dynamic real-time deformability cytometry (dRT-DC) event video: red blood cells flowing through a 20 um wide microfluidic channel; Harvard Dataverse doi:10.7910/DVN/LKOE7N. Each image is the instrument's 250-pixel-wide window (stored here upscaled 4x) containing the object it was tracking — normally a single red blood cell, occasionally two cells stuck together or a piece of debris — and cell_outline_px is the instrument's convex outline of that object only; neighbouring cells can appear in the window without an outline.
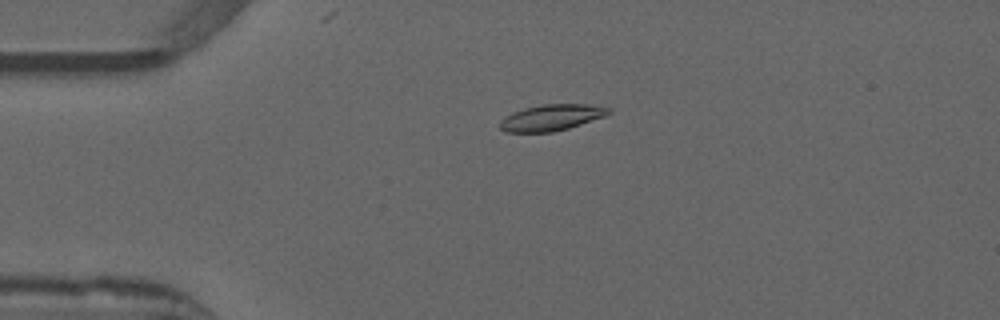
{"species": "common noctule bat (a hibernating species)", "species_latin": "Nyctalus noctula", "temperature_condition": "warm", "stored_images_in_passage": 48, "camera_frame_rate_fps": 3000, "um_per_image_px": 0.085, "animal": {"sex": "male", "forearm_length_mm": 52.5}, "frame": {"image": 1, "passage_image": 7, "time_ms": 2.0, "image_size_px": [1000, 320], "cell_outline_px": [[612, 112], [604, 116], [568, 128], [552, 132], [504, 132], [500, 128], [500, 120], [512, 112], [524, 108], [544, 104], [588, 104], [612, 108]], "centroid_in_image_um": [46.87, 9.98], "position_along_channel_um": 38.1, "area_um2": 16.53}}
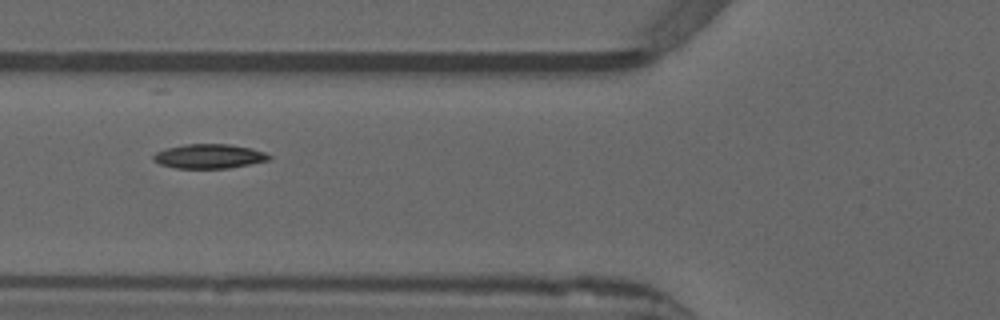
{"frame": {"image": 2, "passage_image": 15, "time_ms": 4.667, "image_size_px": [1000, 320], "cell_outline_px": [[272, 160], [228, 168], [176, 168], [160, 164], [152, 160], [152, 156], [156, 152], [164, 148], [184, 144], [228, 144], [252, 148], [264, 152], [272, 156]], "centroid_in_image_um": [17.77, 13.28], "position_along_channel_um": 108.0, "area_um2": 16.59}}
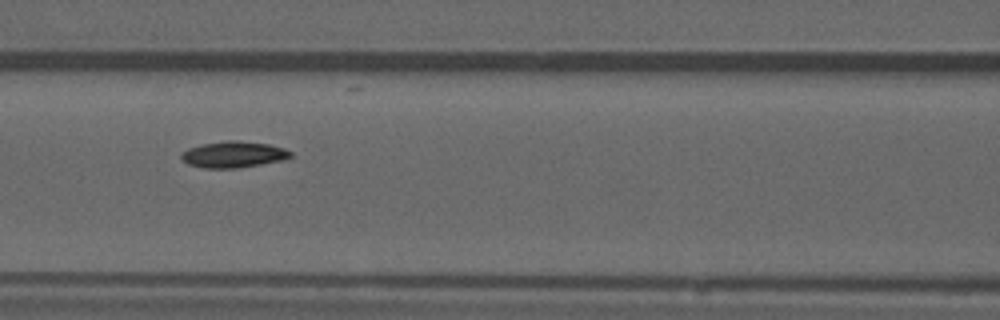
{"frame": {"image": 3, "passage_image": 18, "time_ms": 5.667, "image_size_px": [1000, 320], "cell_outline_px": [[292, 156], [284, 160], [240, 168], [204, 168], [188, 164], [180, 156], [180, 152], [188, 148], [200, 144], [228, 140], [236, 140], [268, 144], [284, 148], [292, 152]], "centroid_in_image_um": [19.84, 13.13], "position_along_channel_um": 146.8, "area_um2": 16.88}, "authors_computed_cell_mechanics": {"area_um2": 16.2707, "velocity_mm_per_s": 3.8519, "shape_relaxation_time_tau1_ms": 5.2508, "shape_relaxation_time_tau2_ms": null, "deformation_change_tau1": 0.1309, "deformation_change_tau2": null}}